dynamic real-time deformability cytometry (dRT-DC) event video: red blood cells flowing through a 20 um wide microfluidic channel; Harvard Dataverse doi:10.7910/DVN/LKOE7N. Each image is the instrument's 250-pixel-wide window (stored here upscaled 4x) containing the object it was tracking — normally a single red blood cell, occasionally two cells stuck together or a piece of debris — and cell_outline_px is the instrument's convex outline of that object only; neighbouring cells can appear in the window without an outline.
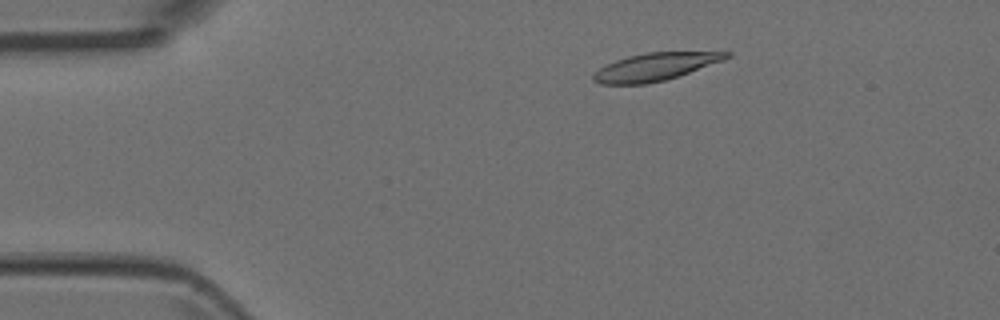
{"species": "Egyptian fruit bat (a non-hibernating species)", "species_latin": "Rousettus aegyptiacus", "temperature_condition": "room temperature", "stored_images_in_passage": 4, "camera_frame_rate_fps": 3000, "um_per_image_px": 0.085, "animal": {"sex": "female"}, "frame": {"image": 1, "passage_image": 3, "time_ms": 0.667, "image_size_px": [1000, 320], "cell_outline_px": [[732, 56], [724, 60], [664, 80], [648, 84], [600, 84], [592, 80], [592, 76], [600, 68], [616, 60], [628, 56], [648, 52], [732, 52]], "centroid_in_image_um": [55.68, 5.68], "position_along_channel_um": 29.3, "area_um2": 21.1}}